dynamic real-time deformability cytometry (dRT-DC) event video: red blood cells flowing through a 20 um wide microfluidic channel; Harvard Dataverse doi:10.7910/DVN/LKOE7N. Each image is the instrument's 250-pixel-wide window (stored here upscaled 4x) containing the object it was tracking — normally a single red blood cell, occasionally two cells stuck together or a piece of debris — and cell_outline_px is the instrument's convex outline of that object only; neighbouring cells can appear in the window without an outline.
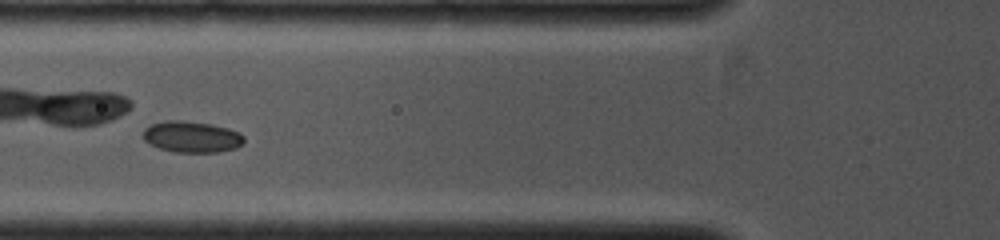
{"species": "common noctule bat (a hibernating species)", "species_latin": "Nyctalus noctula", "temperature_condition": "cold", "stored_images_in_passage": 11, "camera_frame_rate_fps": 4000, "um_per_image_px": 0.085, "animal": {"sex": "female", "body_mass_g": 19.0, "forearm_length_mm": 53.3}, "frame": {"image": 1, "passage_image": 8, "time_ms": 1.75, "image_size_px": [1000, 240], "cell_outline_px": [[244, 144], [236, 148], [220, 152], [176, 152], [160, 148], [144, 140], [144, 128], [152, 124], [164, 120], [184, 120], [212, 124], [228, 128], [240, 132], [244, 136]], "centroid_in_image_um": [16.34, 11.62], "position_along_channel_um": 109.5, "area_um2": 18.5}}
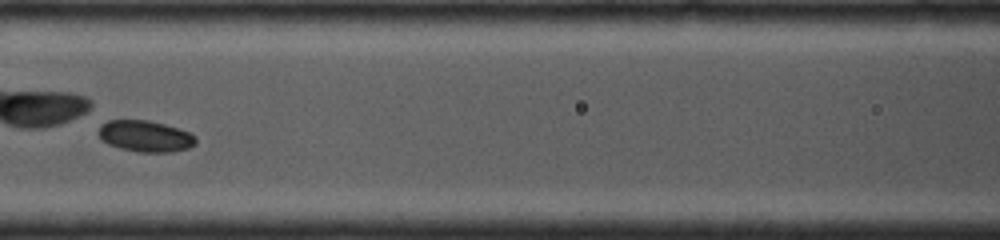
{"frame": {"image": 2, "passage_image": 10, "time_ms": 2.25, "image_size_px": [1000, 240], "cell_outline_px": [[196, 144], [188, 148], [172, 152], [140, 152], [120, 148], [108, 144], [100, 140], [96, 132], [100, 120], [148, 120], [164, 124], [188, 132], [196, 136]], "centroid_in_image_um": [12.26, 11.56], "position_along_channel_um": 154.3, "area_um2": 18.09}}